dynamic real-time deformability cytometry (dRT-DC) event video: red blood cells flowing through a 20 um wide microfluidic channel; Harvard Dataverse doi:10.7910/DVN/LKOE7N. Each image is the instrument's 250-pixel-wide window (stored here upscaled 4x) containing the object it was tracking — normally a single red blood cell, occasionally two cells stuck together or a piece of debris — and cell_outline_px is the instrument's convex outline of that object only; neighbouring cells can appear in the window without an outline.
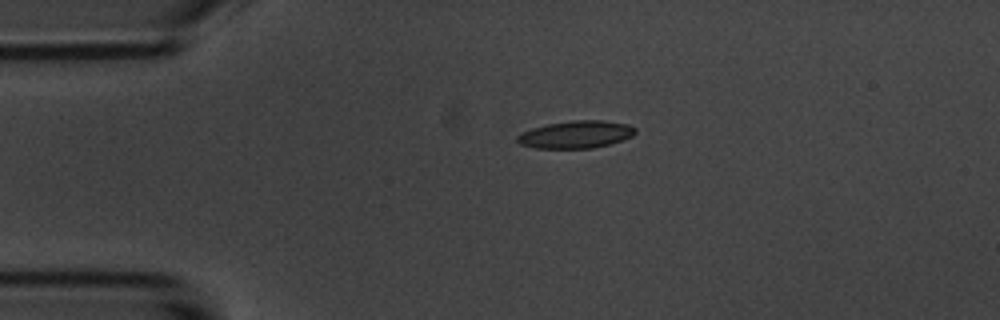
{"species": "common noctule bat (a hibernating species)", "species_latin": "Nyctalus noctula", "temperature_condition": "room temperature", "stored_images_in_passage": 2, "camera_frame_rate_fps": 3000, "um_per_image_px": 0.085, "animal": {"sex": "male", "body_mass_g": 20.1, "forearm_length_mm": 53.5}, "frame": {"image": 1, "passage_image": 1, "time_ms": 0.0, "image_size_px": [1000, 320], "cell_outline_px": [[636, 132], [632, 136], [608, 144], [592, 148], [536, 148], [520, 144], [516, 140], [516, 136], [532, 128], [548, 124], [572, 120], [604, 120], [628, 124], [636, 128]], "centroid_in_image_um": [48.96, 11.42], "position_along_channel_um": 36.0, "area_um2": 18.73}}